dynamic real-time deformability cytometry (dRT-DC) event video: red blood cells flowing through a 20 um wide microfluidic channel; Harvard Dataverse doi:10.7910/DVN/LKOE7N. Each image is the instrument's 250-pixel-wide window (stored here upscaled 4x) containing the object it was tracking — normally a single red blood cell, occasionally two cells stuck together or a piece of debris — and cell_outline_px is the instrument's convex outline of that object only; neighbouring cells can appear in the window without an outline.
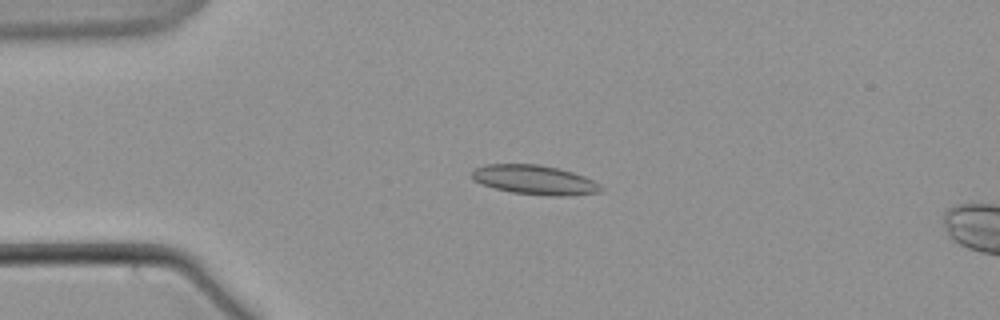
{"species": "common noctule bat (a hibernating species)", "species_latin": "Nyctalus noctula", "temperature_condition": "warm", "stored_images_in_passage": 53, "camera_frame_rate_fps": 3000, "um_per_image_px": 0.085, "animal": {"sex": "male", "body_mass_g": 21.5, "forearm_length_mm": 52.0}, "frame": {"image": 1, "passage_image": 7, "time_ms": 2.0, "image_size_px": [1000, 320], "cell_outline_px": [[604, 188], [600, 192], [564, 196], [548, 196], [512, 192], [480, 184], [472, 180], [472, 172], [476, 168], [484, 164], [540, 164], [560, 168], [584, 176], [600, 184]], "centroid_in_image_um": [45.44, 15.28], "position_along_channel_um": 39.6, "area_um2": 22.2}}
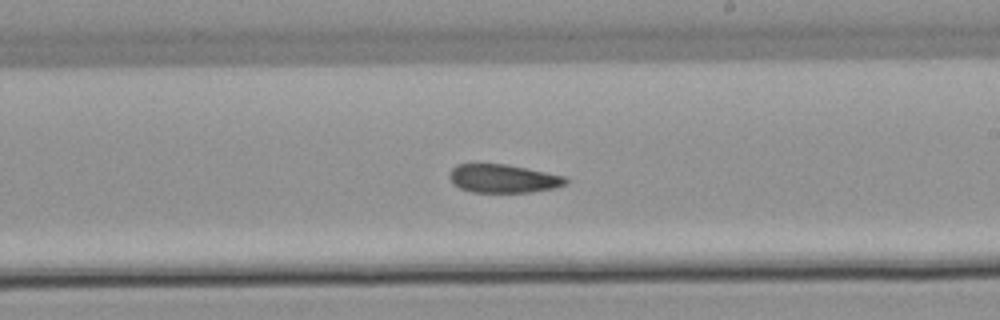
{"frame": {"image": 2, "passage_image": 28, "time_ms": 9.0, "image_size_px": [1000, 320], "cell_outline_px": [[568, 184], [556, 188], [532, 192], [472, 192], [460, 188], [448, 176], [452, 168], [456, 164], [508, 164], [564, 176], [568, 180]], "centroid_in_image_um": [42.81, 15.18], "position_along_channel_um": 246.2, "area_um2": 19.25}}
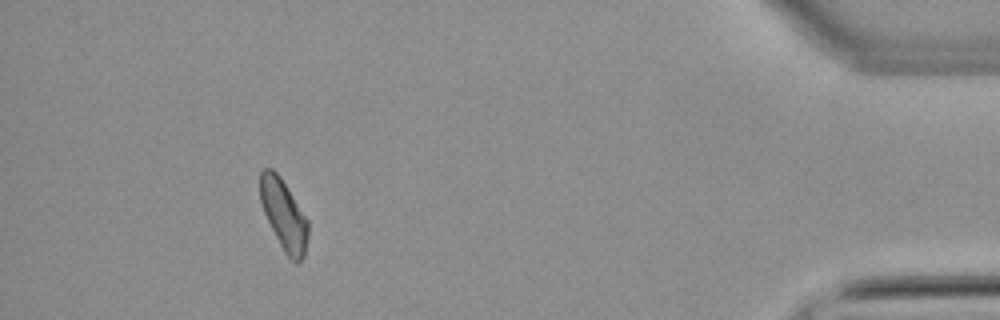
{"frame": {"image": 3, "passage_image": 48, "time_ms": 15.667, "image_size_px": [1000, 320], "cell_outline_px": [[308, 236], [304, 256], [296, 264], [284, 252], [264, 212], [260, 200], [260, 172], [264, 168], [272, 168], [280, 176], [308, 220]], "centroid_in_image_um": [24.12, 18.25], "position_along_channel_um": 411.1, "area_um2": 19.36}}